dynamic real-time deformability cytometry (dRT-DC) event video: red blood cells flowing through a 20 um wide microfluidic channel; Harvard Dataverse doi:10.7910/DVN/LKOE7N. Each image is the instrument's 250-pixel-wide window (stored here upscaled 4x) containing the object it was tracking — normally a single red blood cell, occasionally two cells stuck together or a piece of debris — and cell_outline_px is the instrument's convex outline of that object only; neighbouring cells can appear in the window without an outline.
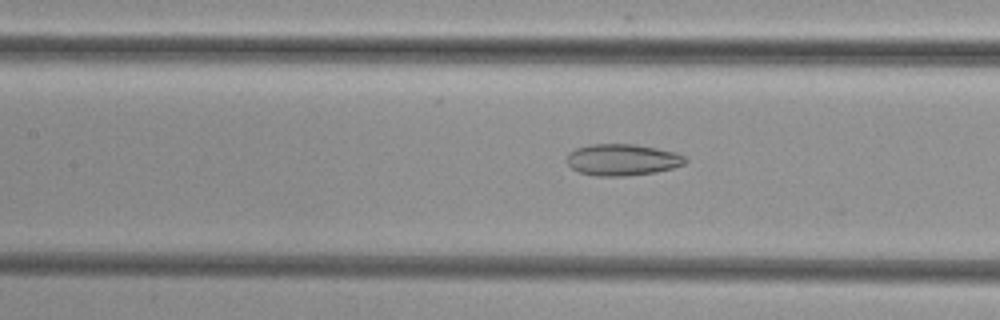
{"species": "common noctule bat (a hibernating species)", "species_latin": "Nyctalus noctula", "temperature_condition": "cold", "stored_images_in_passage": 36, "camera_frame_rate_fps": 3000, "um_per_image_px": 0.085, "animal": {"sex": "female", "body_mass_g": 29.2, "forearm_length_mm": 56.3}, "frame": {"image": 1, "passage_image": 8, "time_ms": 2.333, "image_size_px": [1000, 320], "cell_outline_px": [[688, 160], [684, 164], [672, 168], [656, 172], [624, 176], [596, 176], [580, 172], [572, 168], [568, 164], [568, 152], [576, 148], [588, 144], [636, 144], [676, 152], [684, 156]], "centroid_in_image_um": [52.9, 13.57], "position_along_channel_um": 154.5, "area_um2": 21.79}}
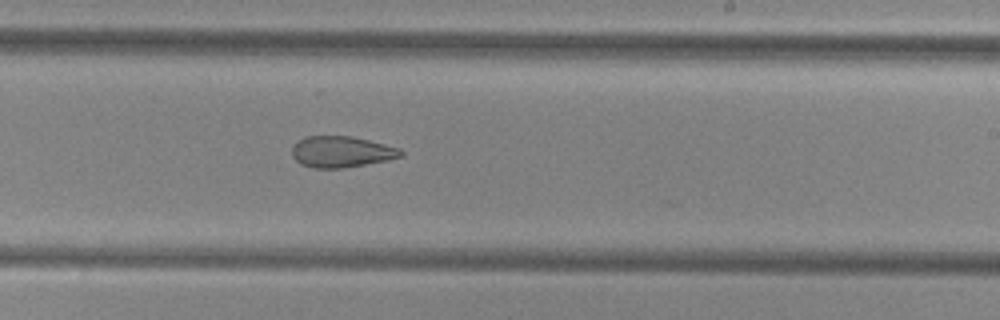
{"frame": {"image": 2, "passage_image": 16, "time_ms": 5.0, "image_size_px": [1000, 320], "cell_outline_px": [[404, 152], [400, 156], [388, 160], [344, 168], [312, 168], [300, 164], [292, 156], [292, 148], [304, 136], [352, 136], [400, 148]], "centroid_in_image_um": [29.01, 12.91], "position_along_channel_um": 260.0, "area_um2": 19.71}}
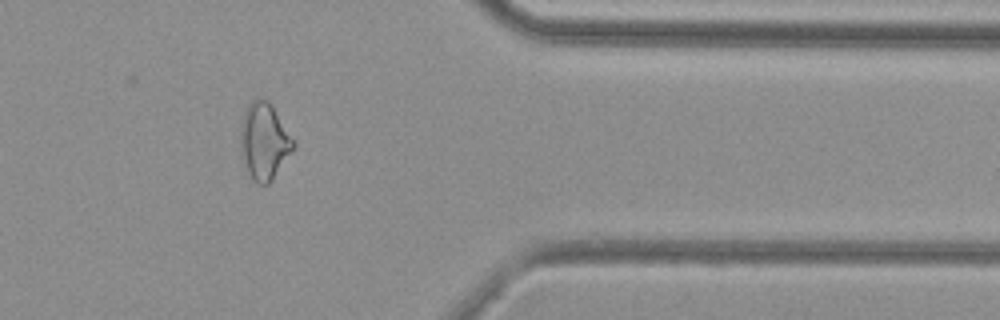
{"frame": {"image": 3, "passage_image": 27, "time_ms": 8.667, "image_size_px": [1000, 320], "cell_outline_px": [[296, 144], [272, 180], [268, 184], [256, 184], [252, 180], [248, 172], [240, 148], [240, 128], [244, 112], [248, 104], [256, 96], [268, 100], [272, 104], [296, 140]], "centroid_in_image_um": [22.46, 11.96], "position_along_channel_um": 388.9, "area_um2": 23.93}}